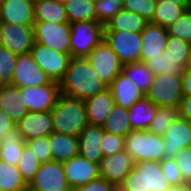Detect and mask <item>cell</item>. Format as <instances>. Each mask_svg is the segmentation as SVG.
I'll list each match as a JSON object with an SVG mask.
<instances>
[{
	"label": "cell",
	"mask_w": 191,
	"mask_h": 191,
	"mask_svg": "<svg viewBox=\"0 0 191 191\" xmlns=\"http://www.w3.org/2000/svg\"><path fill=\"white\" fill-rule=\"evenodd\" d=\"M60 88L66 96L85 100L108 86L97 75L87 57H71L65 76L60 81Z\"/></svg>",
	"instance_id": "obj_1"
},
{
	"label": "cell",
	"mask_w": 191,
	"mask_h": 191,
	"mask_svg": "<svg viewBox=\"0 0 191 191\" xmlns=\"http://www.w3.org/2000/svg\"><path fill=\"white\" fill-rule=\"evenodd\" d=\"M55 133L79 136L88 125L84 100L61 94L51 110Z\"/></svg>",
	"instance_id": "obj_2"
},
{
	"label": "cell",
	"mask_w": 191,
	"mask_h": 191,
	"mask_svg": "<svg viewBox=\"0 0 191 191\" xmlns=\"http://www.w3.org/2000/svg\"><path fill=\"white\" fill-rule=\"evenodd\" d=\"M171 187L162 173L161 163L138 161L118 187L119 191H166Z\"/></svg>",
	"instance_id": "obj_3"
},
{
	"label": "cell",
	"mask_w": 191,
	"mask_h": 191,
	"mask_svg": "<svg viewBox=\"0 0 191 191\" xmlns=\"http://www.w3.org/2000/svg\"><path fill=\"white\" fill-rule=\"evenodd\" d=\"M125 150L135 163L147 160L160 162L163 160L164 138L148 129L132 130L125 137Z\"/></svg>",
	"instance_id": "obj_4"
},
{
	"label": "cell",
	"mask_w": 191,
	"mask_h": 191,
	"mask_svg": "<svg viewBox=\"0 0 191 191\" xmlns=\"http://www.w3.org/2000/svg\"><path fill=\"white\" fill-rule=\"evenodd\" d=\"M71 57H87L104 40V25L95 20L71 22Z\"/></svg>",
	"instance_id": "obj_5"
},
{
	"label": "cell",
	"mask_w": 191,
	"mask_h": 191,
	"mask_svg": "<svg viewBox=\"0 0 191 191\" xmlns=\"http://www.w3.org/2000/svg\"><path fill=\"white\" fill-rule=\"evenodd\" d=\"M158 106L178 107L183 99L181 75H154L149 90L145 94Z\"/></svg>",
	"instance_id": "obj_6"
},
{
	"label": "cell",
	"mask_w": 191,
	"mask_h": 191,
	"mask_svg": "<svg viewBox=\"0 0 191 191\" xmlns=\"http://www.w3.org/2000/svg\"><path fill=\"white\" fill-rule=\"evenodd\" d=\"M33 27L35 42L41 43L52 50L70 54V22H35Z\"/></svg>",
	"instance_id": "obj_7"
},
{
	"label": "cell",
	"mask_w": 191,
	"mask_h": 191,
	"mask_svg": "<svg viewBox=\"0 0 191 191\" xmlns=\"http://www.w3.org/2000/svg\"><path fill=\"white\" fill-rule=\"evenodd\" d=\"M22 93V107L29 112H45L52 110L61 96L60 82L51 81L40 86L19 87Z\"/></svg>",
	"instance_id": "obj_8"
},
{
	"label": "cell",
	"mask_w": 191,
	"mask_h": 191,
	"mask_svg": "<svg viewBox=\"0 0 191 191\" xmlns=\"http://www.w3.org/2000/svg\"><path fill=\"white\" fill-rule=\"evenodd\" d=\"M104 39L123 65L140 61L143 45L141 33L130 31H104Z\"/></svg>",
	"instance_id": "obj_9"
},
{
	"label": "cell",
	"mask_w": 191,
	"mask_h": 191,
	"mask_svg": "<svg viewBox=\"0 0 191 191\" xmlns=\"http://www.w3.org/2000/svg\"><path fill=\"white\" fill-rule=\"evenodd\" d=\"M29 191H69L72 190L64 173L63 163L49 161L40 164L34 179L28 185Z\"/></svg>",
	"instance_id": "obj_10"
},
{
	"label": "cell",
	"mask_w": 191,
	"mask_h": 191,
	"mask_svg": "<svg viewBox=\"0 0 191 191\" xmlns=\"http://www.w3.org/2000/svg\"><path fill=\"white\" fill-rule=\"evenodd\" d=\"M35 62L53 81L60 82L66 73L71 55L65 54L34 42L30 52Z\"/></svg>",
	"instance_id": "obj_11"
},
{
	"label": "cell",
	"mask_w": 191,
	"mask_h": 191,
	"mask_svg": "<svg viewBox=\"0 0 191 191\" xmlns=\"http://www.w3.org/2000/svg\"><path fill=\"white\" fill-rule=\"evenodd\" d=\"M87 59L107 86L122 72L123 64L105 39L94 47Z\"/></svg>",
	"instance_id": "obj_12"
},
{
	"label": "cell",
	"mask_w": 191,
	"mask_h": 191,
	"mask_svg": "<svg viewBox=\"0 0 191 191\" xmlns=\"http://www.w3.org/2000/svg\"><path fill=\"white\" fill-rule=\"evenodd\" d=\"M34 40L33 25L0 23V45L20 55L31 52Z\"/></svg>",
	"instance_id": "obj_13"
},
{
	"label": "cell",
	"mask_w": 191,
	"mask_h": 191,
	"mask_svg": "<svg viewBox=\"0 0 191 191\" xmlns=\"http://www.w3.org/2000/svg\"><path fill=\"white\" fill-rule=\"evenodd\" d=\"M51 81V78L35 62L31 53L18 55L11 85L17 87L40 86L49 84Z\"/></svg>",
	"instance_id": "obj_14"
},
{
	"label": "cell",
	"mask_w": 191,
	"mask_h": 191,
	"mask_svg": "<svg viewBox=\"0 0 191 191\" xmlns=\"http://www.w3.org/2000/svg\"><path fill=\"white\" fill-rule=\"evenodd\" d=\"M134 166V159L124 150L103 157L99 163V174L100 177L119 187Z\"/></svg>",
	"instance_id": "obj_15"
},
{
	"label": "cell",
	"mask_w": 191,
	"mask_h": 191,
	"mask_svg": "<svg viewBox=\"0 0 191 191\" xmlns=\"http://www.w3.org/2000/svg\"><path fill=\"white\" fill-rule=\"evenodd\" d=\"M63 168L72 190L100 177L99 164L79 154L63 162Z\"/></svg>",
	"instance_id": "obj_16"
},
{
	"label": "cell",
	"mask_w": 191,
	"mask_h": 191,
	"mask_svg": "<svg viewBox=\"0 0 191 191\" xmlns=\"http://www.w3.org/2000/svg\"><path fill=\"white\" fill-rule=\"evenodd\" d=\"M163 159H174L182 148L191 146V122L181 116L167 128L163 134Z\"/></svg>",
	"instance_id": "obj_17"
},
{
	"label": "cell",
	"mask_w": 191,
	"mask_h": 191,
	"mask_svg": "<svg viewBox=\"0 0 191 191\" xmlns=\"http://www.w3.org/2000/svg\"><path fill=\"white\" fill-rule=\"evenodd\" d=\"M16 126L25 141L41 136H49L54 132L51 110L45 112H28Z\"/></svg>",
	"instance_id": "obj_18"
},
{
	"label": "cell",
	"mask_w": 191,
	"mask_h": 191,
	"mask_svg": "<svg viewBox=\"0 0 191 191\" xmlns=\"http://www.w3.org/2000/svg\"><path fill=\"white\" fill-rule=\"evenodd\" d=\"M0 23L34 25V2L32 0H2Z\"/></svg>",
	"instance_id": "obj_19"
},
{
	"label": "cell",
	"mask_w": 191,
	"mask_h": 191,
	"mask_svg": "<svg viewBox=\"0 0 191 191\" xmlns=\"http://www.w3.org/2000/svg\"><path fill=\"white\" fill-rule=\"evenodd\" d=\"M167 28L148 22L141 32L142 50L140 61L145 62L151 57L159 56L167 46L168 39Z\"/></svg>",
	"instance_id": "obj_20"
},
{
	"label": "cell",
	"mask_w": 191,
	"mask_h": 191,
	"mask_svg": "<svg viewBox=\"0 0 191 191\" xmlns=\"http://www.w3.org/2000/svg\"><path fill=\"white\" fill-rule=\"evenodd\" d=\"M89 125L102 126L115 105L109 88L84 100Z\"/></svg>",
	"instance_id": "obj_21"
},
{
	"label": "cell",
	"mask_w": 191,
	"mask_h": 191,
	"mask_svg": "<svg viewBox=\"0 0 191 191\" xmlns=\"http://www.w3.org/2000/svg\"><path fill=\"white\" fill-rule=\"evenodd\" d=\"M108 88L115 99V104L127 109L145 95V93L123 72L117 75Z\"/></svg>",
	"instance_id": "obj_22"
},
{
	"label": "cell",
	"mask_w": 191,
	"mask_h": 191,
	"mask_svg": "<svg viewBox=\"0 0 191 191\" xmlns=\"http://www.w3.org/2000/svg\"><path fill=\"white\" fill-rule=\"evenodd\" d=\"M78 137V154L94 163L99 164L103 158V153L100 147L103 137L102 126L88 124Z\"/></svg>",
	"instance_id": "obj_23"
},
{
	"label": "cell",
	"mask_w": 191,
	"mask_h": 191,
	"mask_svg": "<svg viewBox=\"0 0 191 191\" xmlns=\"http://www.w3.org/2000/svg\"><path fill=\"white\" fill-rule=\"evenodd\" d=\"M22 103L19 87L11 84L0 86V110L16 123L29 112L28 108L22 107Z\"/></svg>",
	"instance_id": "obj_24"
},
{
	"label": "cell",
	"mask_w": 191,
	"mask_h": 191,
	"mask_svg": "<svg viewBox=\"0 0 191 191\" xmlns=\"http://www.w3.org/2000/svg\"><path fill=\"white\" fill-rule=\"evenodd\" d=\"M158 105L144 95L128 109V118L132 130L149 129Z\"/></svg>",
	"instance_id": "obj_25"
},
{
	"label": "cell",
	"mask_w": 191,
	"mask_h": 191,
	"mask_svg": "<svg viewBox=\"0 0 191 191\" xmlns=\"http://www.w3.org/2000/svg\"><path fill=\"white\" fill-rule=\"evenodd\" d=\"M49 146L52 160L63 163L78 155L79 137L53 132L50 134Z\"/></svg>",
	"instance_id": "obj_26"
},
{
	"label": "cell",
	"mask_w": 191,
	"mask_h": 191,
	"mask_svg": "<svg viewBox=\"0 0 191 191\" xmlns=\"http://www.w3.org/2000/svg\"><path fill=\"white\" fill-rule=\"evenodd\" d=\"M25 145V140L18 127L14 126L0 138V159L17 165Z\"/></svg>",
	"instance_id": "obj_27"
},
{
	"label": "cell",
	"mask_w": 191,
	"mask_h": 191,
	"mask_svg": "<svg viewBox=\"0 0 191 191\" xmlns=\"http://www.w3.org/2000/svg\"><path fill=\"white\" fill-rule=\"evenodd\" d=\"M147 23L148 22L137 13L123 8L104 25V31H130L141 33Z\"/></svg>",
	"instance_id": "obj_28"
},
{
	"label": "cell",
	"mask_w": 191,
	"mask_h": 191,
	"mask_svg": "<svg viewBox=\"0 0 191 191\" xmlns=\"http://www.w3.org/2000/svg\"><path fill=\"white\" fill-rule=\"evenodd\" d=\"M35 22H69L65 4L56 0H39L34 2Z\"/></svg>",
	"instance_id": "obj_29"
},
{
	"label": "cell",
	"mask_w": 191,
	"mask_h": 191,
	"mask_svg": "<svg viewBox=\"0 0 191 191\" xmlns=\"http://www.w3.org/2000/svg\"><path fill=\"white\" fill-rule=\"evenodd\" d=\"M187 9L185 5L176 4L174 2L157 1L151 23L168 28L171 24L176 22Z\"/></svg>",
	"instance_id": "obj_30"
},
{
	"label": "cell",
	"mask_w": 191,
	"mask_h": 191,
	"mask_svg": "<svg viewBox=\"0 0 191 191\" xmlns=\"http://www.w3.org/2000/svg\"><path fill=\"white\" fill-rule=\"evenodd\" d=\"M187 59H172L168 57L166 52H163L159 56L151 57L144 63L155 74H170V75H182L185 70Z\"/></svg>",
	"instance_id": "obj_31"
},
{
	"label": "cell",
	"mask_w": 191,
	"mask_h": 191,
	"mask_svg": "<svg viewBox=\"0 0 191 191\" xmlns=\"http://www.w3.org/2000/svg\"><path fill=\"white\" fill-rule=\"evenodd\" d=\"M28 184L22 177L17 165L0 159V191H24Z\"/></svg>",
	"instance_id": "obj_32"
},
{
	"label": "cell",
	"mask_w": 191,
	"mask_h": 191,
	"mask_svg": "<svg viewBox=\"0 0 191 191\" xmlns=\"http://www.w3.org/2000/svg\"><path fill=\"white\" fill-rule=\"evenodd\" d=\"M102 128L105 131L126 137L132 131L128 118V109L115 104Z\"/></svg>",
	"instance_id": "obj_33"
},
{
	"label": "cell",
	"mask_w": 191,
	"mask_h": 191,
	"mask_svg": "<svg viewBox=\"0 0 191 191\" xmlns=\"http://www.w3.org/2000/svg\"><path fill=\"white\" fill-rule=\"evenodd\" d=\"M122 72L145 94L149 90L155 75L149 67L141 61L124 64Z\"/></svg>",
	"instance_id": "obj_34"
},
{
	"label": "cell",
	"mask_w": 191,
	"mask_h": 191,
	"mask_svg": "<svg viewBox=\"0 0 191 191\" xmlns=\"http://www.w3.org/2000/svg\"><path fill=\"white\" fill-rule=\"evenodd\" d=\"M65 7L70 23L82 20L97 21L94 0H68Z\"/></svg>",
	"instance_id": "obj_35"
},
{
	"label": "cell",
	"mask_w": 191,
	"mask_h": 191,
	"mask_svg": "<svg viewBox=\"0 0 191 191\" xmlns=\"http://www.w3.org/2000/svg\"><path fill=\"white\" fill-rule=\"evenodd\" d=\"M178 116V107L158 106L156 114L152 119L148 130L152 133L163 136L167 128L176 120Z\"/></svg>",
	"instance_id": "obj_36"
},
{
	"label": "cell",
	"mask_w": 191,
	"mask_h": 191,
	"mask_svg": "<svg viewBox=\"0 0 191 191\" xmlns=\"http://www.w3.org/2000/svg\"><path fill=\"white\" fill-rule=\"evenodd\" d=\"M41 162L33 152L25 145L21 153L17 167L22 174L23 179L29 185L34 179L36 172L39 170Z\"/></svg>",
	"instance_id": "obj_37"
},
{
	"label": "cell",
	"mask_w": 191,
	"mask_h": 191,
	"mask_svg": "<svg viewBox=\"0 0 191 191\" xmlns=\"http://www.w3.org/2000/svg\"><path fill=\"white\" fill-rule=\"evenodd\" d=\"M18 55L0 45V86L11 84Z\"/></svg>",
	"instance_id": "obj_38"
},
{
	"label": "cell",
	"mask_w": 191,
	"mask_h": 191,
	"mask_svg": "<svg viewBox=\"0 0 191 191\" xmlns=\"http://www.w3.org/2000/svg\"><path fill=\"white\" fill-rule=\"evenodd\" d=\"M170 36L177 37L191 44V8L167 28Z\"/></svg>",
	"instance_id": "obj_39"
},
{
	"label": "cell",
	"mask_w": 191,
	"mask_h": 191,
	"mask_svg": "<svg viewBox=\"0 0 191 191\" xmlns=\"http://www.w3.org/2000/svg\"><path fill=\"white\" fill-rule=\"evenodd\" d=\"M122 9L123 3L119 0L95 1V12L97 21L101 22L103 25L107 24L108 21Z\"/></svg>",
	"instance_id": "obj_40"
},
{
	"label": "cell",
	"mask_w": 191,
	"mask_h": 191,
	"mask_svg": "<svg viewBox=\"0 0 191 191\" xmlns=\"http://www.w3.org/2000/svg\"><path fill=\"white\" fill-rule=\"evenodd\" d=\"M157 0H126L123 8L137 13L147 22H151L155 12Z\"/></svg>",
	"instance_id": "obj_41"
},
{
	"label": "cell",
	"mask_w": 191,
	"mask_h": 191,
	"mask_svg": "<svg viewBox=\"0 0 191 191\" xmlns=\"http://www.w3.org/2000/svg\"><path fill=\"white\" fill-rule=\"evenodd\" d=\"M25 143L41 163L52 161V154L49 146L50 135L27 140Z\"/></svg>",
	"instance_id": "obj_42"
},
{
	"label": "cell",
	"mask_w": 191,
	"mask_h": 191,
	"mask_svg": "<svg viewBox=\"0 0 191 191\" xmlns=\"http://www.w3.org/2000/svg\"><path fill=\"white\" fill-rule=\"evenodd\" d=\"M103 157L125 150V137L103 130L100 143Z\"/></svg>",
	"instance_id": "obj_43"
},
{
	"label": "cell",
	"mask_w": 191,
	"mask_h": 191,
	"mask_svg": "<svg viewBox=\"0 0 191 191\" xmlns=\"http://www.w3.org/2000/svg\"><path fill=\"white\" fill-rule=\"evenodd\" d=\"M191 44L185 42L177 37L168 36L167 46L163 50L168 57L172 59H188V54Z\"/></svg>",
	"instance_id": "obj_44"
},
{
	"label": "cell",
	"mask_w": 191,
	"mask_h": 191,
	"mask_svg": "<svg viewBox=\"0 0 191 191\" xmlns=\"http://www.w3.org/2000/svg\"><path fill=\"white\" fill-rule=\"evenodd\" d=\"M162 173L171 186H184L183 177L174 159H163L160 161Z\"/></svg>",
	"instance_id": "obj_45"
},
{
	"label": "cell",
	"mask_w": 191,
	"mask_h": 191,
	"mask_svg": "<svg viewBox=\"0 0 191 191\" xmlns=\"http://www.w3.org/2000/svg\"><path fill=\"white\" fill-rule=\"evenodd\" d=\"M174 160L180 169L183 182L191 185V146L182 148L176 153Z\"/></svg>",
	"instance_id": "obj_46"
},
{
	"label": "cell",
	"mask_w": 191,
	"mask_h": 191,
	"mask_svg": "<svg viewBox=\"0 0 191 191\" xmlns=\"http://www.w3.org/2000/svg\"><path fill=\"white\" fill-rule=\"evenodd\" d=\"M73 191H119L115 184L99 177L89 183L73 189Z\"/></svg>",
	"instance_id": "obj_47"
},
{
	"label": "cell",
	"mask_w": 191,
	"mask_h": 191,
	"mask_svg": "<svg viewBox=\"0 0 191 191\" xmlns=\"http://www.w3.org/2000/svg\"><path fill=\"white\" fill-rule=\"evenodd\" d=\"M179 116L191 122V96H184L178 108Z\"/></svg>",
	"instance_id": "obj_48"
},
{
	"label": "cell",
	"mask_w": 191,
	"mask_h": 191,
	"mask_svg": "<svg viewBox=\"0 0 191 191\" xmlns=\"http://www.w3.org/2000/svg\"><path fill=\"white\" fill-rule=\"evenodd\" d=\"M14 126H16V122H14L2 110H0V138Z\"/></svg>",
	"instance_id": "obj_49"
},
{
	"label": "cell",
	"mask_w": 191,
	"mask_h": 191,
	"mask_svg": "<svg viewBox=\"0 0 191 191\" xmlns=\"http://www.w3.org/2000/svg\"><path fill=\"white\" fill-rule=\"evenodd\" d=\"M182 77V89L184 96H191V69L185 68Z\"/></svg>",
	"instance_id": "obj_50"
},
{
	"label": "cell",
	"mask_w": 191,
	"mask_h": 191,
	"mask_svg": "<svg viewBox=\"0 0 191 191\" xmlns=\"http://www.w3.org/2000/svg\"><path fill=\"white\" fill-rule=\"evenodd\" d=\"M157 1H166V2H174L176 4L185 5L188 9L191 8L190 0H157Z\"/></svg>",
	"instance_id": "obj_51"
},
{
	"label": "cell",
	"mask_w": 191,
	"mask_h": 191,
	"mask_svg": "<svg viewBox=\"0 0 191 191\" xmlns=\"http://www.w3.org/2000/svg\"><path fill=\"white\" fill-rule=\"evenodd\" d=\"M166 191H188V185H184V186H171Z\"/></svg>",
	"instance_id": "obj_52"
},
{
	"label": "cell",
	"mask_w": 191,
	"mask_h": 191,
	"mask_svg": "<svg viewBox=\"0 0 191 191\" xmlns=\"http://www.w3.org/2000/svg\"><path fill=\"white\" fill-rule=\"evenodd\" d=\"M185 68L191 69V47L189 50L188 59H187Z\"/></svg>",
	"instance_id": "obj_53"
},
{
	"label": "cell",
	"mask_w": 191,
	"mask_h": 191,
	"mask_svg": "<svg viewBox=\"0 0 191 191\" xmlns=\"http://www.w3.org/2000/svg\"><path fill=\"white\" fill-rule=\"evenodd\" d=\"M56 1L65 4L68 0H56Z\"/></svg>",
	"instance_id": "obj_54"
},
{
	"label": "cell",
	"mask_w": 191,
	"mask_h": 191,
	"mask_svg": "<svg viewBox=\"0 0 191 191\" xmlns=\"http://www.w3.org/2000/svg\"><path fill=\"white\" fill-rule=\"evenodd\" d=\"M115 1H117V0H115ZM119 1H121L124 4L126 0H119Z\"/></svg>",
	"instance_id": "obj_55"
},
{
	"label": "cell",
	"mask_w": 191,
	"mask_h": 191,
	"mask_svg": "<svg viewBox=\"0 0 191 191\" xmlns=\"http://www.w3.org/2000/svg\"><path fill=\"white\" fill-rule=\"evenodd\" d=\"M188 191H191V185L188 186Z\"/></svg>",
	"instance_id": "obj_56"
}]
</instances>
